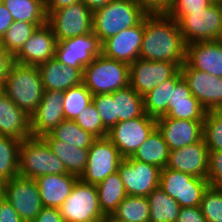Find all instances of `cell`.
I'll return each instance as SVG.
<instances>
[{"label": "cell", "mask_w": 222, "mask_h": 222, "mask_svg": "<svg viewBox=\"0 0 222 222\" xmlns=\"http://www.w3.org/2000/svg\"><path fill=\"white\" fill-rule=\"evenodd\" d=\"M139 58L182 66L186 60V44L178 22L165 13L147 14Z\"/></svg>", "instance_id": "obj_1"}, {"label": "cell", "mask_w": 222, "mask_h": 222, "mask_svg": "<svg viewBox=\"0 0 222 222\" xmlns=\"http://www.w3.org/2000/svg\"><path fill=\"white\" fill-rule=\"evenodd\" d=\"M44 87L37 66L14 62L4 81V93L29 117L42 100Z\"/></svg>", "instance_id": "obj_2"}, {"label": "cell", "mask_w": 222, "mask_h": 222, "mask_svg": "<svg viewBox=\"0 0 222 222\" xmlns=\"http://www.w3.org/2000/svg\"><path fill=\"white\" fill-rule=\"evenodd\" d=\"M147 13L134 0H112L93 12V33L102 43L139 24Z\"/></svg>", "instance_id": "obj_3"}, {"label": "cell", "mask_w": 222, "mask_h": 222, "mask_svg": "<svg viewBox=\"0 0 222 222\" xmlns=\"http://www.w3.org/2000/svg\"><path fill=\"white\" fill-rule=\"evenodd\" d=\"M68 174L63 162L42 137H31L19 146V176L36 179L42 175Z\"/></svg>", "instance_id": "obj_4"}, {"label": "cell", "mask_w": 222, "mask_h": 222, "mask_svg": "<svg viewBox=\"0 0 222 222\" xmlns=\"http://www.w3.org/2000/svg\"><path fill=\"white\" fill-rule=\"evenodd\" d=\"M130 66L102 54L83 70V84L92 95L110 94L129 85Z\"/></svg>", "instance_id": "obj_5"}, {"label": "cell", "mask_w": 222, "mask_h": 222, "mask_svg": "<svg viewBox=\"0 0 222 222\" xmlns=\"http://www.w3.org/2000/svg\"><path fill=\"white\" fill-rule=\"evenodd\" d=\"M64 222H106L102 213L96 185L80 179L75 183L70 195L59 207Z\"/></svg>", "instance_id": "obj_6"}, {"label": "cell", "mask_w": 222, "mask_h": 222, "mask_svg": "<svg viewBox=\"0 0 222 222\" xmlns=\"http://www.w3.org/2000/svg\"><path fill=\"white\" fill-rule=\"evenodd\" d=\"M178 25L186 45L222 40V4L212 3L203 11L185 14Z\"/></svg>", "instance_id": "obj_7"}, {"label": "cell", "mask_w": 222, "mask_h": 222, "mask_svg": "<svg viewBox=\"0 0 222 222\" xmlns=\"http://www.w3.org/2000/svg\"><path fill=\"white\" fill-rule=\"evenodd\" d=\"M159 186L181 207H198L209 183L207 178L193 177L165 167L160 172Z\"/></svg>", "instance_id": "obj_8"}, {"label": "cell", "mask_w": 222, "mask_h": 222, "mask_svg": "<svg viewBox=\"0 0 222 222\" xmlns=\"http://www.w3.org/2000/svg\"><path fill=\"white\" fill-rule=\"evenodd\" d=\"M57 42L93 32V12L83 3L53 11L47 15Z\"/></svg>", "instance_id": "obj_9"}, {"label": "cell", "mask_w": 222, "mask_h": 222, "mask_svg": "<svg viewBox=\"0 0 222 222\" xmlns=\"http://www.w3.org/2000/svg\"><path fill=\"white\" fill-rule=\"evenodd\" d=\"M122 160L119 150L107 136L96 138L88 149L87 165L79 179L87 184L98 185L118 171Z\"/></svg>", "instance_id": "obj_10"}, {"label": "cell", "mask_w": 222, "mask_h": 222, "mask_svg": "<svg viewBox=\"0 0 222 222\" xmlns=\"http://www.w3.org/2000/svg\"><path fill=\"white\" fill-rule=\"evenodd\" d=\"M156 128V118L144 113L134 119L118 122L107 137L123 158L131 157Z\"/></svg>", "instance_id": "obj_11"}, {"label": "cell", "mask_w": 222, "mask_h": 222, "mask_svg": "<svg viewBox=\"0 0 222 222\" xmlns=\"http://www.w3.org/2000/svg\"><path fill=\"white\" fill-rule=\"evenodd\" d=\"M3 197L24 222H33L44 207L35 179L17 176L7 180Z\"/></svg>", "instance_id": "obj_12"}, {"label": "cell", "mask_w": 222, "mask_h": 222, "mask_svg": "<svg viewBox=\"0 0 222 222\" xmlns=\"http://www.w3.org/2000/svg\"><path fill=\"white\" fill-rule=\"evenodd\" d=\"M118 172L128 196L147 197L159 186L161 169L131 157L123 158Z\"/></svg>", "instance_id": "obj_13"}, {"label": "cell", "mask_w": 222, "mask_h": 222, "mask_svg": "<svg viewBox=\"0 0 222 222\" xmlns=\"http://www.w3.org/2000/svg\"><path fill=\"white\" fill-rule=\"evenodd\" d=\"M180 65L168 61H148L138 58L130 65L129 85L142 97L173 77Z\"/></svg>", "instance_id": "obj_14"}, {"label": "cell", "mask_w": 222, "mask_h": 222, "mask_svg": "<svg viewBox=\"0 0 222 222\" xmlns=\"http://www.w3.org/2000/svg\"><path fill=\"white\" fill-rule=\"evenodd\" d=\"M102 43L93 33L57 42L54 58L62 65L83 68L101 55Z\"/></svg>", "instance_id": "obj_15"}, {"label": "cell", "mask_w": 222, "mask_h": 222, "mask_svg": "<svg viewBox=\"0 0 222 222\" xmlns=\"http://www.w3.org/2000/svg\"><path fill=\"white\" fill-rule=\"evenodd\" d=\"M183 79L193 96L207 110H222V78L191 68L186 62L180 67Z\"/></svg>", "instance_id": "obj_16"}, {"label": "cell", "mask_w": 222, "mask_h": 222, "mask_svg": "<svg viewBox=\"0 0 222 222\" xmlns=\"http://www.w3.org/2000/svg\"><path fill=\"white\" fill-rule=\"evenodd\" d=\"M144 35V19L134 27L120 31L102 42L101 54L129 66L139 58Z\"/></svg>", "instance_id": "obj_17"}, {"label": "cell", "mask_w": 222, "mask_h": 222, "mask_svg": "<svg viewBox=\"0 0 222 222\" xmlns=\"http://www.w3.org/2000/svg\"><path fill=\"white\" fill-rule=\"evenodd\" d=\"M63 99V91H44L41 102L30 116L32 137H43L65 120Z\"/></svg>", "instance_id": "obj_18"}, {"label": "cell", "mask_w": 222, "mask_h": 222, "mask_svg": "<svg viewBox=\"0 0 222 222\" xmlns=\"http://www.w3.org/2000/svg\"><path fill=\"white\" fill-rule=\"evenodd\" d=\"M209 151L204 139L170 151L166 168L207 178Z\"/></svg>", "instance_id": "obj_19"}, {"label": "cell", "mask_w": 222, "mask_h": 222, "mask_svg": "<svg viewBox=\"0 0 222 222\" xmlns=\"http://www.w3.org/2000/svg\"><path fill=\"white\" fill-rule=\"evenodd\" d=\"M57 40L51 27L46 23L32 33L31 37L14 56V62L22 65L38 66L54 58Z\"/></svg>", "instance_id": "obj_20"}, {"label": "cell", "mask_w": 222, "mask_h": 222, "mask_svg": "<svg viewBox=\"0 0 222 222\" xmlns=\"http://www.w3.org/2000/svg\"><path fill=\"white\" fill-rule=\"evenodd\" d=\"M156 127L170 151L185 147L203 138V121L157 118Z\"/></svg>", "instance_id": "obj_21"}, {"label": "cell", "mask_w": 222, "mask_h": 222, "mask_svg": "<svg viewBox=\"0 0 222 222\" xmlns=\"http://www.w3.org/2000/svg\"><path fill=\"white\" fill-rule=\"evenodd\" d=\"M207 110L193 96L187 82L182 78L175 86H171L168 113L159 118L204 121Z\"/></svg>", "instance_id": "obj_22"}, {"label": "cell", "mask_w": 222, "mask_h": 222, "mask_svg": "<svg viewBox=\"0 0 222 222\" xmlns=\"http://www.w3.org/2000/svg\"><path fill=\"white\" fill-rule=\"evenodd\" d=\"M185 62L191 68L222 78V40L186 45Z\"/></svg>", "instance_id": "obj_23"}, {"label": "cell", "mask_w": 222, "mask_h": 222, "mask_svg": "<svg viewBox=\"0 0 222 222\" xmlns=\"http://www.w3.org/2000/svg\"><path fill=\"white\" fill-rule=\"evenodd\" d=\"M45 91H66L83 83V68L62 65L55 58L37 66Z\"/></svg>", "instance_id": "obj_24"}, {"label": "cell", "mask_w": 222, "mask_h": 222, "mask_svg": "<svg viewBox=\"0 0 222 222\" xmlns=\"http://www.w3.org/2000/svg\"><path fill=\"white\" fill-rule=\"evenodd\" d=\"M0 135L21 141L32 137L30 117L5 93L0 95Z\"/></svg>", "instance_id": "obj_25"}, {"label": "cell", "mask_w": 222, "mask_h": 222, "mask_svg": "<svg viewBox=\"0 0 222 222\" xmlns=\"http://www.w3.org/2000/svg\"><path fill=\"white\" fill-rule=\"evenodd\" d=\"M79 178L72 174L42 175L35 179L44 207L59 208Z\"/></svg>", "instance_id": "obj_26"}, {"label": "cell", "mask_w": 222, "mask_h": 222, "mask_svg": "<svg viewBox=\"0 0 222 222\" xmlns=\"http://www.w3.org/2000/svg\"><path fill=\"white\" fill-rule=\"evenodd\" d=\"M42 138L49 145L52 152L63 162L68 174L80 178L87 165L88 149L74 147L53 138L49 133Z\"/></svg>", "instance_id": "obj_27"}, {"label": "cell", "mask_w": 222, "mask_h": 222, "mask_svg": "<svg viewBox=\"0 0 222 222\" xmlns=\"http://www.w3.org/2000/svg\"><path fill=\"white\" fill-rule=\"evenodd\" d=\"M169 153L168 144L156 127L131 158L157 166L162 170L167 165Z\"/></svg>", "instance_id": "obj_28"}, {"label": "cell", "mask_w": 222, "mask_h": 222, "mask_svg": "<svg viewBox=\"0 0 222 222\" xmlns=\"http://www.w3.org/2000/svg\"><path fill=\"white\" fill-rule=\"evenodd\" d=\"M99 206L102 213L109 218L117 209L119 203L127 196L121 176L118 171L107 176L96 185Z\"/></svg>", "instance_id": "obj_29"}, {"label": "cell", "mask_w": 222, "mask_h": 222, "mask_svg": "<svg viewBox=\"0 0 222 222\" xmlns=\"http://www.w3.org/2000/svg\"><path fill=\"white\" fill-rule=\"evenodd\" d=\"M149 219L148 198L127 195L106 222H149Z\"/></svg>", "instance_id": "obj_30"}, {"label": "cell", "mask_w": 222, "mask_h": 222, "mask_svg": "<svg viewBox=\"0 0 222 222\" xmlns=\"http://www.w3.org/2000/svg\"><path fill=\"white\" fill-rule=\"evenodd\" d=\"M182 78V73L179 70L173 77L167 79L144 96V110L148 116L157 119L168 113L171 86H175Z\"/></svg>", "instance_id": "obj_31"}, {"label": "cell", "mask_w": 222, "mask_h": 222, "mask_svg": "<svg viewBox=\"0 0 222 222\" xmlns=\"http://www.w3.org/2000/svg\"><path fill=\"white\" fill-rule=\"evenodd\" d=\"M116 108V124L142 116L144 110V97L140 96L130 85L118 89L113 93Z\"/></svg>", "instance_id": "obj_32"}, {"label": "cell", "mask_w": 222, "mask_h": 222, "mask_svg": "<svg viewBox=\"0 0 222 222\" xmlns=\"http://www.w3.org/2000/svg\"><path fill=\"white\" fill-rule=\"evenodd\" d=\"M150 206L149 222H176L181 206L171 196L166 194L160 186L156 187L148 196Z\"/></svg>", "instance_id": "obj_33"}, {"label": "cell", "mask_w": 222, "mask_h": 222, "mask_svg": "<svg viewBox=\"0 0 222 222\" xmlns=\"http://www.w3.org/2000/svg\"><path fill=\"white\" fill-rule=\"evenodd\" d=\"M14 21L47 23L45 0H3Z\"/></svg>", "instance_id": "obj_34"}, {"label": "cell", "mask_w": 222, "mask_h": 222, "mask_svg": "<svg viewBox=\"0 0 222 222\" xmlns=\"http://www.w3.org/2000/svg\"><path fill=\"white\" fill-rule=\"evenodd\" d=\"M20 139L0 135V176L6 181L19 176Z\"/></svg>", "instance_id": "obj_35"}, {"label": "cell", "mask_w": 222, "mask_h": 222, "mask_svg": "<svg viewBox=\"0 0 222 222\" xmlns=\"http://www.w3.org/2000/svg\"><path fill=\"white\" fill-rule=\"evenodd\" d=\"M53 138L74 147L89 149L96 137L72 120H63L49 133Z\"/></svg>", "instance_id": "obj_36"}, {"label": "cell", "mask_w": 222, "mask_h": 222, "mask_svg": "<svg viewBox=\"0 0 222 222\" xmlns=\"http://www.w3.org/2000/svg\"><path fill=\"white\" fill-rule=\"evenodd\" d=\"M46 23L14 21L0 40L2 46L14 57L31 37L37 27Z\"/></svg>", "instance_id": "obj_37"}, {"label": "cell", "mask_w": 222, "mask_h": 222, "mask_svg": "<svg viewBox=\"0 0 222 222\" xmlns=\"http://www.w3.org/2000/svg\"><path fill=\"white\" fill-rule=\"evenodd\" d=\"M92 93L82 83L64 91L63 107L65 120L74 121L92 103Z\"/></svg>", "instance_id": "obj_38"}, {"label": "cell", "mask_w": 222, "mask_h": 222, "mask_svg": "<svg viewBox=\"0 0 222 222\" xmlns=\"http://www.w3.org/2000/svg\"><path fill=\"white\" fill-rule=\"evenodd\" d=\"M203 139L208 151H222V110L206 112L203 121Z\"/></svg>", "instance_id": "obj_39"}, {"label": "cell", "mask_w": 222, "mask_h": 222, "mask_svg": "<svg viewBox=\"0 0 222 222\" xmlns=\"http://www.w3.org/2000/svg\"><path fill=\"white\" fill-rule=\"evenodd\" d=\"M200 209L207 222H222V189L208 186L202 195Z\"/></svg>", "instance_id": "obj_40"}, {"label": "cell", "mask_w": 222, "mask_h": 222, "mask_svg": "<svg viewBox=\"0 0 222 222\" xmlns=\"http://www.w3.org/2000/svg\"><path fill=\"white\" fill-rule=\"evenodd\" d=\"M83 130L90 132L96 138L106 137L108 131L105 129L97 109L91 103L74 120Z\"/></svg>", "instance_id": "obj_41"}, {"label": "cell", "mask_w": 222, "mask_h": 222, "mask_svg": "<svg viewBox=\"0 0 222 222\" xmlns=\"http://www.w3.org/2000/svg\"><path fill=\"white\" fill-rule=\"evenodd\" d=\"M92 103L101 117L107 131L116 125V108L113 94H96L92 96Z\"/></svg>", "instance_id": "obj_42"}, {"label": "cell", "mask_w": 222, "mask_h": 222, "mask_svg": "<svg viewBox=\"0 0 222 222\" xmlns=\"http://www.w3.org/2000/svg\"><path fill=\"white\" fill-rule=\"evenodd\" d=\"M211 4L209 0H172L165 14L178 22L185 14L203 11Z\"/></svg>", "instance_id": "obj_43"}, {"label": "cell", "mask_w": 222, "mask_h": 222, "mask_svg": "<svg viewBox=\"0 0 222 222\" xmlns=\"http://www.w3.org/2000/svg\"><path fill=\"white\" fill-rule=\"evenodd\" d=\"M207 180L209 186L222 189V151H209Z\"/></svg>", "instance_id": "obj_44"}, {"label": "cell", "mask_w": 222, "mask_h": 222, "mask_svg": "<svg viewBox=\"0 0 222 222\" xmlns=\"http://www.w3.org/2000/svg\"><path fill=\"white\" fill-rule=\"evenodd\" d=\"M147 14L165 13L172 0H134Z\"/></svg>", "instance_id": "obj_45"}, {"label": "cell", "mask_w": 222, "mask_h": 222, "mask_svg": "<svg viewBox=\"0 0 222 222\" xmlns=\"http://www.w3.org/2000/svg\"><path fill=\"white\" fill-rule=\"evenodd\" d=\"M176 222H207L200 206L181 207Z\"/></svg>", "instance_id": "obj_46"}, {"label": "cell", "mask_w": 222, "mask_h": 222, "mask_svg": "<svg viewBox=\"0 0 222 222\" xmlns=\"http://www.w3.org/2000/svg\"><path fill=\"white\" fill-rule=\"evenodd\" d=\"M0 222H24L4 197L0 198Z\"/></svg>", "instance_id": "obj_47"}, {"label": "cell", "mask_w": 222, "mask_h": 222, "mask_svg": "<svg viewBox=\"0 0 222 222\" xmlns=\"http://www.w3.org/2000/svg\"><path fill=\"white\" fill-rule=\"evenodd\" d=\"M33 222H64L59 208L43 207Z\"/></svg>", "instance_id": "obj_48"}, {"label": "cell", "mask_w": 222, "mask_h": 222, "mask_svg": "<svg viewBox=\"0 0 222 222\" xmlns=\"http://www.w3.org/2000/svg\"><path fill=\"white\" fill-rule=\"evenodd\" d=\"M14 63V57L0 43V80L5 81L9 69Z\"/></svg>", "instance_id": "obj_49"}, {"label": "cell", "mask_w": 222, "mask_h": 222, "mask_svg": "<svg viewBox=\"0 0 222 222\" xmlns=\"http://www.w3.org/2000/svg\"><path fill=\"white\" fill-rule=\"evenodd\" d=\"M14 22L10 12L6 9L3 3L0 4V40L4 36L5 32L9 29Z\"/></svg>", "instance_id": "obj_50"}, {"label": "cell", "mask_w": 222, "mask_h": 222, "mask_svg": "<svg viewBox=\"0 0 222 222\" xmlns=\"http://www.w3.org/2000/svg\"><path fill=\"white\" fill-rule=\"evenodd\" d=\"M78 2H82V0H45L46 15Z\"/></svg>", "instance_id": "obj_51"}, {"label": "cell", "mask_w": 222, "mask_h": 222, "mask_svg": "<svg viewBox=\"0 0 222 222\" xmlns=\"http://www.w3.org/2000/svg\"><path fill=\"white\" fill-rule=\"evenodd\" d=\"M112 0H82V2L92 11L104 7Z\"/></svg>", "instance_id": "obj_52"}, {"label": "cell", "mask_w": 222, "mask_h": 222, "mask_svg": "<svg viewBox=\"0 0 222 222\" xmlns=\"http://www.w3.org/2000/svg\"><path fill=\"white\" fill-rule=\"evenodd\" d=\"M6 180L0 176V198L4 195V187Z\"/></svg>", "instance_id": "obj_53"}, {"label": "cell", "mask_w": 222, "mask_h": 222, "mask_svg": "<svg viewBox=\"0 0 222 222\" xmlns=\"http://www.w3.org/2000/svg\"><path fill=\"white\" fill-rule=\"evenodd\" d=\"M4 93V82L0 80V95Z\"/></svg>", "instance_id": "obj_54"}, {"label": "cell", "mask_w": 222, "mask_h": 222, "mask_svg": "<svg viewBox=\"0 0 222 222\" xmlns=\"http://www.w3.org/2000/svg\"><path fill=\"white\" fill-rule=\"evenodd\" d=\"M211 3L222 4V0H209Z\"/></svg>", "instance_id": "obj_55"}]
</instances>
